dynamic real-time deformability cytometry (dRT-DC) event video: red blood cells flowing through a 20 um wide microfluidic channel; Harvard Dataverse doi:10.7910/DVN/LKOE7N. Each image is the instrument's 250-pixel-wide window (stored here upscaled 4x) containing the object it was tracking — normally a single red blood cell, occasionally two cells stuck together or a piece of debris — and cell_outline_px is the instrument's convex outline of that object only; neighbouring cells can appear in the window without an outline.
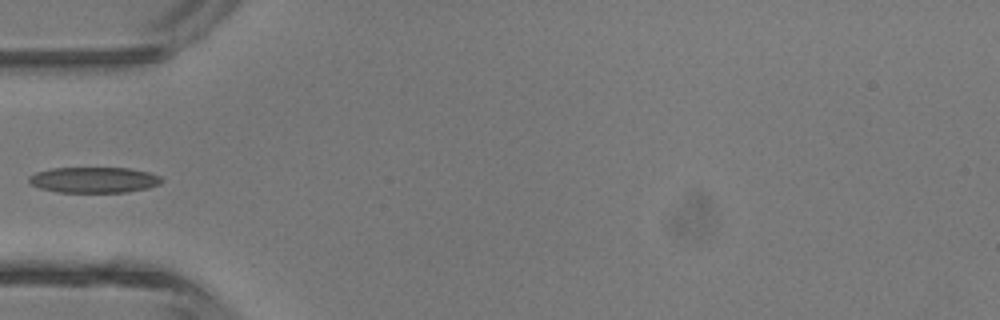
{"species": "common noctule bat (a hibernating species)", "species_latin": "Nyctalus noctula", "temperature_condition": "room temperature", "stored_images_in_passage": 5, "camera_frame_rate_fps": 3000, "um_per_image_px": 0.085, "animal": {"sex": "male", "body_mass_g": 13.3}, "frame": {"image": 1, "passage_image": 5, "time_ms": 4.667, "image_size_px": [1000, 320], "cell_outline_px": [[164, 180], [160, 184], [148, 188], [124, 192], [56, 192], [40, 188], [32, 184], [28, 180], [28, 176], [36, 172], [52, 168], [128, 168], [148, 172], [160, 176]], "centroid_in_image_um": [7.99, 15.29], "position_along_channel_um": 77.0, "area_um2": 19.88}}